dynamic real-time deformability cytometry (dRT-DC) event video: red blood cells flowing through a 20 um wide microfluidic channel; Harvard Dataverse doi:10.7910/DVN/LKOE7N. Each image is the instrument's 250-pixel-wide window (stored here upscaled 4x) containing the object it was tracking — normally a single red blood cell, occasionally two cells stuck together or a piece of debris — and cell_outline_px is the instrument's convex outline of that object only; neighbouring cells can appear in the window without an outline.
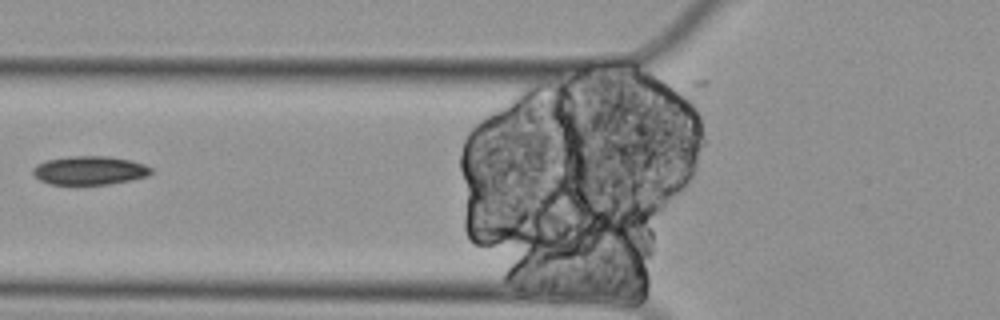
{"species": "Egyptian fruit bat (a non-hibernating species)", "species_latin": "Rousettus aegyptiacus", "temperature_condition": "cold", "stored_images_in_passage": 9, "camera_frame_rate_fps": 3000, "um_per_image_px": 0.085, "animal": {"sex": "female"}, "frame": {"image": 1, "passage_image": 4, "time_ms": 1.0, "image_size_px": [1000, 320], "cell_outline_px": [[152, 172], [148, 176], [132, 180], [108, 184], [48, 184], [40, 180], [32, 172], [32, 168], [36, 164], [44, 160], [68, 156], [108, 156], [132, 160], [144, 164], [152, 168]], "centroid_in_image_um": [7.61, 14.47], "position_along_channel_um": 118.2, "area_um2": 19.94}}
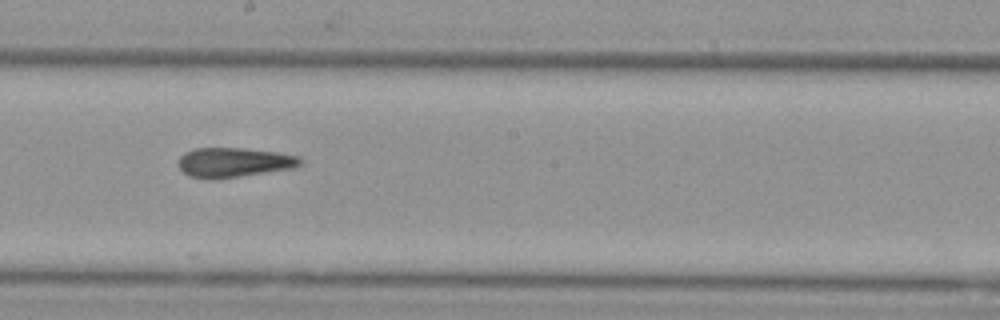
{"frame": {"image": 2, "passage_image": 7, "time_ms": 2.0, "image_size_px": [1000, 320], "cell_outline_px": [[304, 164], [296, 168], [236, 176], [188, 176], [180, 168], [180, 156], [184, 152], [196, 148], [244, 148], [276, 152], [300, 156], [304, 160]], "centroid_in_image_um": [20.0, 13.76], "position_along_channel_um": 228.2, "area_um2": 20.4}}
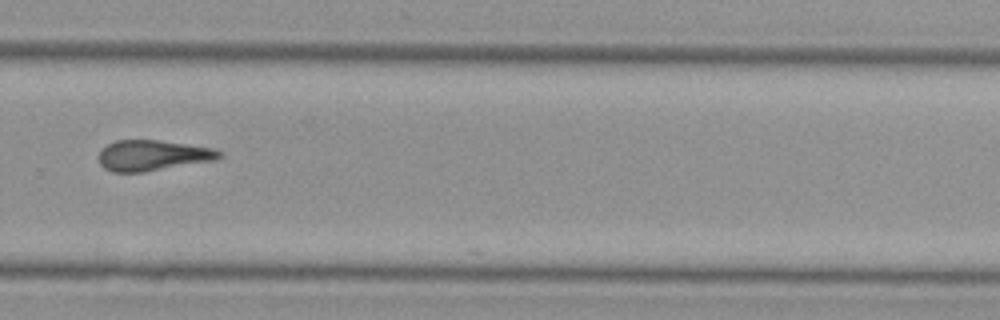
{"frame": {"image": 3, "passage_image": 9, "time_ms": 2.667, "image_size_px": [1000, 320], "cell_outline_px": [[224, 156], [216, 160], [144, 172], [112, 172], [104, 168], [100, 164], [100, 148], [116, 140], [156, 140], [216, 148], [224, 152]], "centroid_in_image_um": [13.02, 13.21], "position_along_channel_um": 316.8, "area_um2": 21.68}}